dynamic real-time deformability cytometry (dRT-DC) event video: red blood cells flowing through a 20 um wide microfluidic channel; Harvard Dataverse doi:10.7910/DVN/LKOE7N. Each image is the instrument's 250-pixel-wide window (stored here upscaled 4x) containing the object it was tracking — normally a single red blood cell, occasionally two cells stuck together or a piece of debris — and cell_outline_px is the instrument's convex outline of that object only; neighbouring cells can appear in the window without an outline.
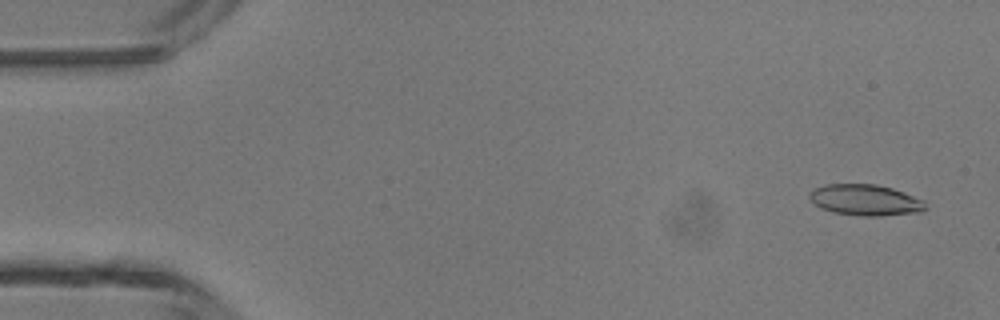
{"species": "common noctule bat (a hibernating species)", "species_latin": "Nyctalus noctula", "temperature_condition": "room temperature", "stored_images_in_passage": 47, "camera_frame_rate_fps": 3000, "um_per_image_px": 0.085, "animal": {"sex": "male", "body_mass_g": 13.3}, "frame": {"image": 1, "passage_image": 3, "time_ms": 0.667, "image_size_px": [1000, 320], "cell_outline_px": [[928, 208], [920, 212], [880, 216], [860, 216], [832, 212], [820, 208], [808, 196], [816, 188], [824, 184], [876, 184], [892, 188], [904, 192], [924, 200]], "centroid_in_image_um": [73.59, 17.01], "position_along_channel_um": 11.4, "area_um2": 21.04}}
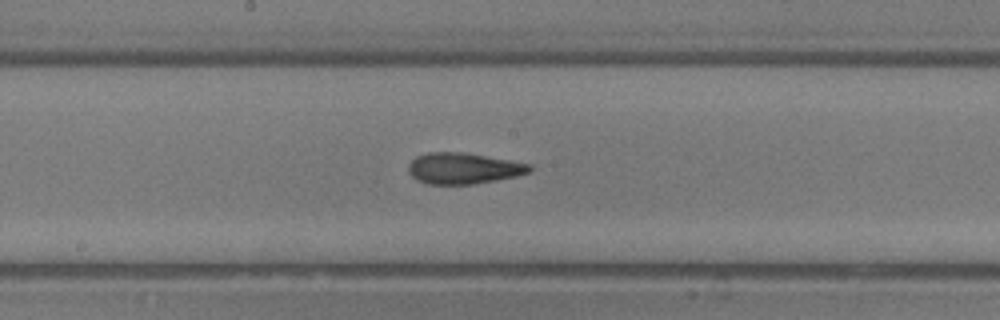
{"frame": {"image": 2, "passage_image": 25, "time_ms": 8.0, "image_size_px": [1000, 320], "cell_outline_px": [[532, 172], [516, 176], [496, 180], [472, 184], [428, 184], [416, 180], [408, 172], [408, 164], [416, 156], [428, 152], [464, 152], [532, 164]], "centroid_in_image_um": [39.39, 14.3], "position_along_channel_um": 208.8, "area_um2": 22.08}}
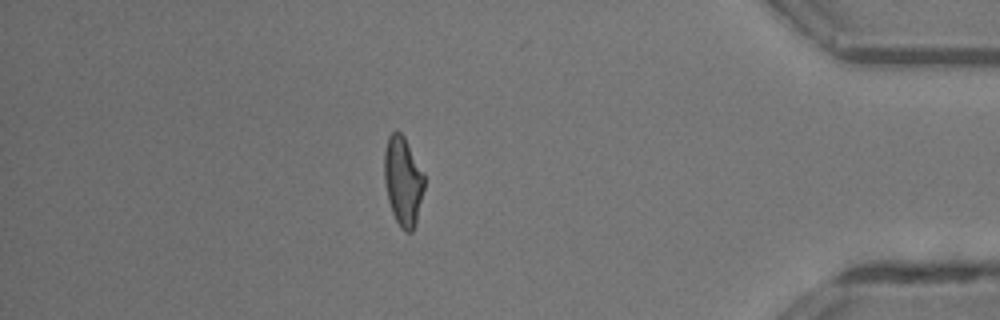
{"frame": {"image": 3, "passage_image": 41, "time_ms": 13.333, "image_size_px": [1000, 320], "cell_outline_px": [[424, 188], [416, 224], [412, 232], [404, 232], [400, 228], [392, 212], [388, 200], [384, 180], [384, 148], [388, 136], [392, 132], [400, 132], [404, 136], [424, 176]], "centroid_in_image_um": [34.23, 15.42], "position_along_channel_um": 401.0, "area_um2": 20.69}, "authors_computed_cell_mechanics": {"area_um2": 21.2126, "velocity_mm_per_s": 4.4221, "shape_relaxation_time_tau1_ms": 10.0436, "shape_relaxation_time_tau2_ms": 2.0867, "deformation_change_tau1": 0.2513, "deformation_change_tau2": 0.1161}}